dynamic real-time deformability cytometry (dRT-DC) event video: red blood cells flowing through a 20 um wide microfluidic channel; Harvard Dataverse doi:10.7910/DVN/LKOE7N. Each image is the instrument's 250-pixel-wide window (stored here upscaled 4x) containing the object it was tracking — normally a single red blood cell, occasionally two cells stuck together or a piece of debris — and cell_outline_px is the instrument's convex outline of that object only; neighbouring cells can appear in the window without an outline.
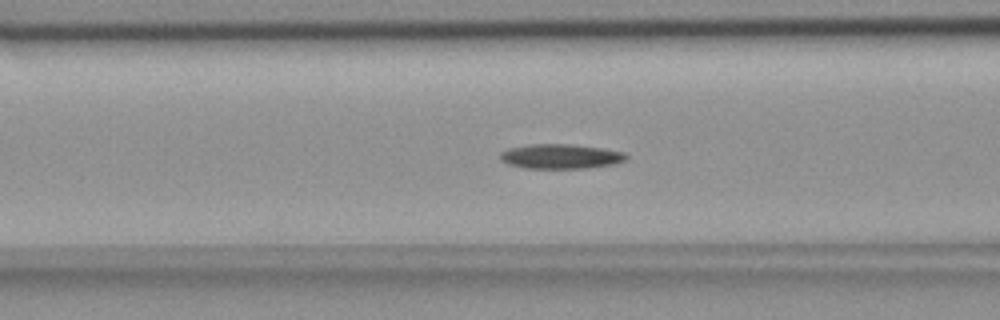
{"species": "common noctule bat (a hibernating species)", "species_latin": "Nyctalus noctula", "temperature_condition": "room temperature", "stored_images_in_passage": 48, "camera_frame_rate_fps": 3000, "um_per_image_px": 0.085, "animal": {"sex": "female", "body_mass_g": 18.4}, "frame": {"image": 1, "passage_image": 15, "time_ms": 4.667, "image_size_px": [1000, 320], "cell_outline_px": [[628, 160], [616, 164], [588, 168], [524, 168], [508, 164], [500, 160], [500, 152], [508, 148], [528, 144], [572, 144], [604, 148], [624, 152], [628, 156]], "centroid_in_image_um": [47.68, 13.29], "position_along_channel_um": 118.9, "area_um2": 18.44}}
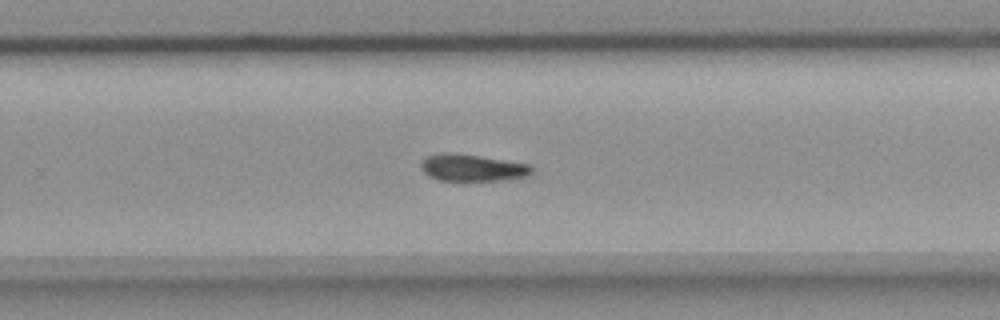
{"frame": {"image": 2, "passage_image": 29, "time_ms": 9.333, "image_size_px": [1000, 320], "cell_outline_px": [[532, 172], [528, 176], [508, 180], [440, 180], [428, 176], [420, 168], [420, 160], [428, 156], [444, 152], [448, 152], [480, 156], [528, 164], [532, 168]], "centroid_in_image_um": [40.12, 14.26], "position_along_channel_um": 289.7, "area_um2": 17.34}}
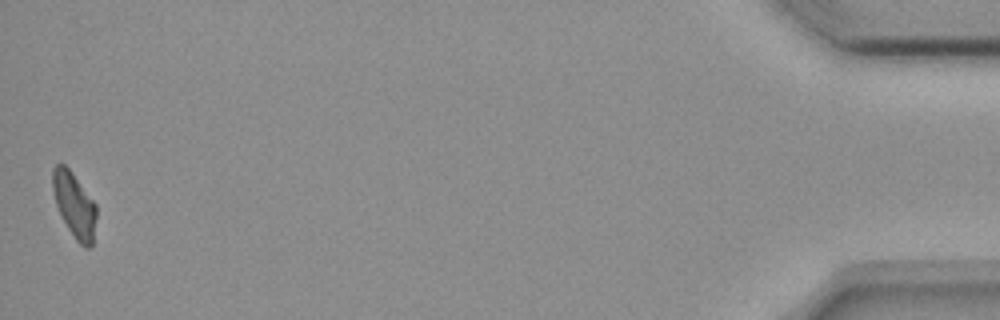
{"frame": {"image": 3, "passage_image": 48, "time_ms": 15.667, "image_size_px": [1000, 320], "cell_outline_px": [[96, 216], [92, 244], [88, 248], [84, 248], [76, 240], [68, 228], [56, 204], [52, 188], [52, 168], [56, 164], [64, 164], [72, 172], [96, 204]], "centroid_in_image_um": [6.31, 17.4], "position_along_channel_um": 428.9, "area_um2": 16.36}}